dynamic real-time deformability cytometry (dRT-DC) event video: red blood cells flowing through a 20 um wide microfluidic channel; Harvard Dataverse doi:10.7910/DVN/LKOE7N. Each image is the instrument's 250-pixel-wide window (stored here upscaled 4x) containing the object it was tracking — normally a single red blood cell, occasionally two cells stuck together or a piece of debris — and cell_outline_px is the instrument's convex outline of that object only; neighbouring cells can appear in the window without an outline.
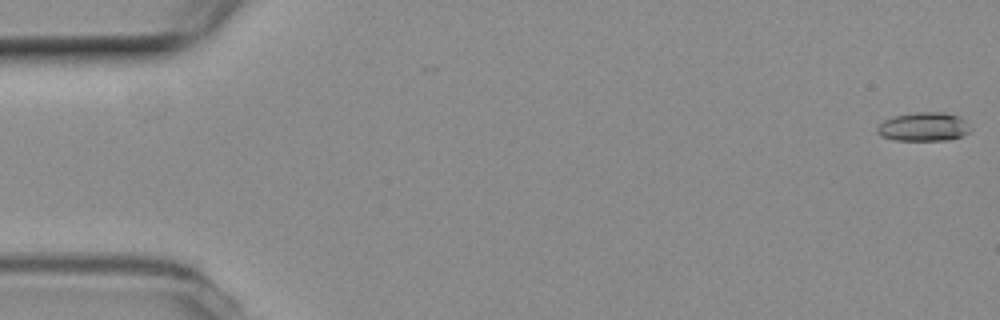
{"species": "common noctule bat (a hibernating species)", "species_latin": "Nyctalus noctula", "temperature_condition": "room temperature", "stored_images_in_passage": 54, "camera_frame_rate_fps": 3000, "um_per_image_px": 0.085, "animal": {"sex": "female", "body_mass_g": 19.3, "forearm_length_mm": 54.1}, "frame": {"image": 1, "passage_image": 1, "time_ms": 0.0, "image_size_px": [1000, 320], "cell_outline_px": [[972, 128], [968, 132], [960, 136], [948, 140], [896, 140], [880, 136], [876, 132], [876, 128], [884, 120], [892, 116], [916, 112], [944, 112], [960, 116]], "centroid_in_image_um": [78.49, 10.77], "position_along_channel_um": 6.5, "area_um2": 15.72}}
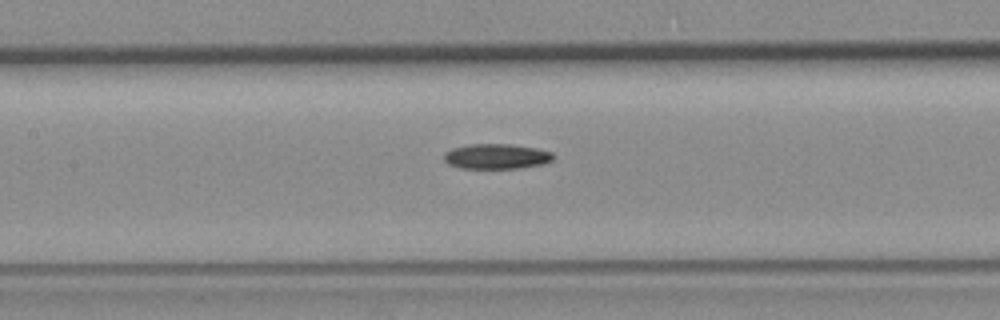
{"frame": {"image": 2, "passage_image": 25, "time_ms": 8.0, "image_size_px": [1000, 320], "cell_outline_px": [[552, 160], [540, 164], [520, 168], [460, 168], [448, 164], [444, 160], [444, 152], [452, 148], [468, 144], [508, 144], [536, 148], [552, 152]], "centroid_in_image_um": [42.14, 13.29], "position_along_channel_um": 165.3, "area_um2": 15.9}}
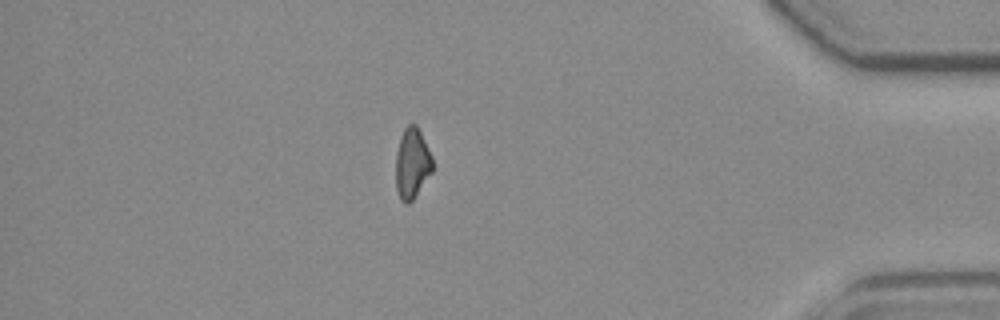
{"frame": {"image": 3, "passage_image": 47, "time_ms": 15.333, "image_size_px": [1000, 320], "cell_outline_px": [[432, 172], [412, 200], [408, 204], [404, 204], [400, 200], [396, 188], [396, 152], [404, 128], [408, 124], [416, 124], [432, 156]], "centroid_in_image_um": [35.01, 13.91], "position_along_channel_um": 400.2, "area_um2": 14.97}}